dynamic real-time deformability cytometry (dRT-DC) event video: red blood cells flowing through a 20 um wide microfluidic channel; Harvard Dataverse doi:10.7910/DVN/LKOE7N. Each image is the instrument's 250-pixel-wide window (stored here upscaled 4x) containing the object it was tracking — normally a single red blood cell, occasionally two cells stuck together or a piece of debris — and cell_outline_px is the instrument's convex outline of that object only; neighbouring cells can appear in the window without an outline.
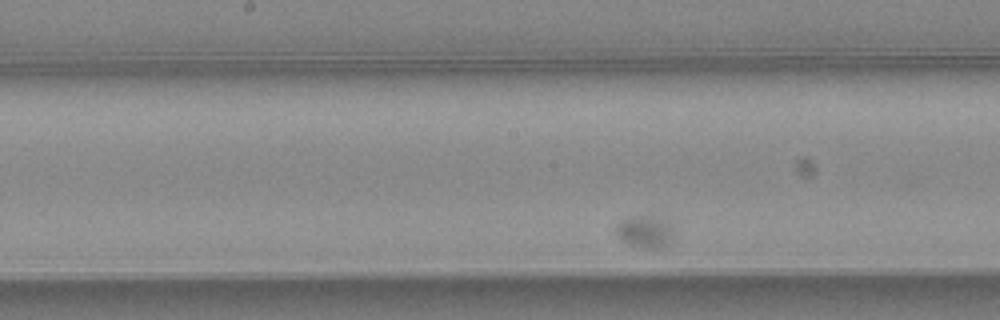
{"species": "common noctule bat (a hibernating species)", "species_latin": "Nyctalus noctula", "temperature_condition": "warm", "stored_images_in_passage": 30, "camera_frame_rate_fps": 3000, "um_per_image_px": 0.085, "animal": {"sex": "female", "body_mass_g": 24.6, "forearm_length_mm": 56.2}, "frame": {"image": 1, "passage_image": 13, "time_ms": 4.0, "image_size_px": [1000, 320], "cell_outline_px": [[672, 240], [660, 248], [636, 248], [616, 236], [616, 232], [620, 224], [624, 220], [644, 216], [652, 216], [668, 220], [672, 228]], "centroid_in_image_um": [54.87, 19.73], "position_along_channel_um": 193.3, "area_um2": 10.46}}
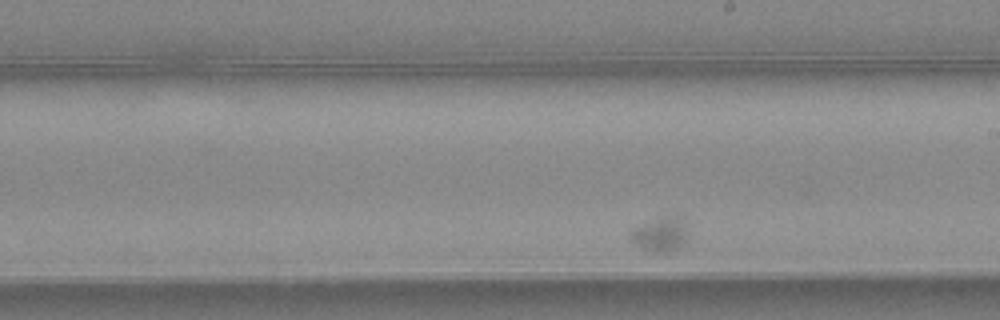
{"frame": {"image": 2, "passage_image": 17, "time_ms": 5.333, "image_size_px": [1000, 320], "cell_outline_px": [[688, 228], [684, 240], [676, 248], [668, 252], [656, 252], [644, 248], [632, 240], [628, 236], [628, 232], [636, 228], [672, 212], [684, 216]], "centroid_in_image_um": [56.2, 19.83], "position_along_channel_um": 232.8, "area_um2": 11.39}}